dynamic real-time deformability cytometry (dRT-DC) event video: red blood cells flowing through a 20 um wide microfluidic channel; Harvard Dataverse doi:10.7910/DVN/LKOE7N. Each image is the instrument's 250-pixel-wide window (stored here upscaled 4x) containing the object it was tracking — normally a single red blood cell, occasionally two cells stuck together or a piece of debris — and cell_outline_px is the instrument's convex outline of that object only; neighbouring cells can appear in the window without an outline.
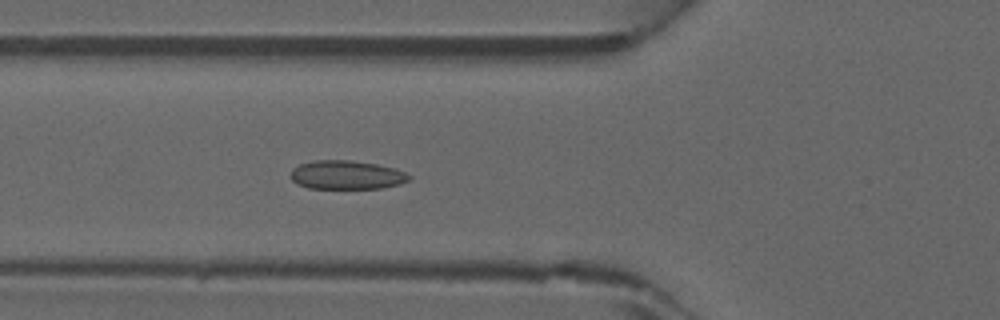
{"species": "common noctule bat (a hibernating species)", "species_latin": "Nyctalus noctula", "temperature_condition": "warm", "stored_images_in_passage": 42, "camera_frame_rate_fps": 3000, "um_per_image_px": 0.085, "animal": {"sex": "male", "forearm_length_mm": 52.5}, "frame": {"image": 1, "passage_image": 13, "time_ms": 4.0, "image_size_px": [1000, 320], "cell_outline_px": [[412, 176], [408, 180], [400, 184], [380, 188], [308, 188], [296, 184], [288, 176], [292, 168], [300, 164], [312, 160], [352, 160], [376, 164], [392, 168], [404, 172]], "centroid_in_image_um": [29.39, 14.86], "position_along_channel_um": 96.4, "area_um2": 19.94}}
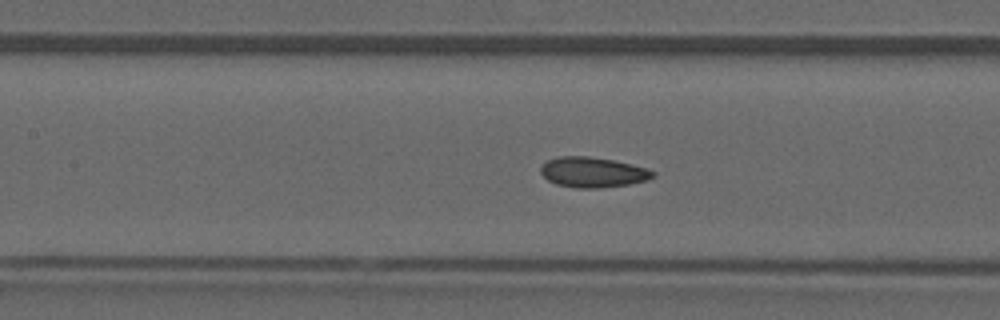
{"frame": {"image": 2, "passage_image": 17, "time_ms": 5.333, "image_size_px": [1000, 320], "cell_outline_px": [[656, 176], [648, 180], [628, 184], [600, 188], [576, 188], [556, 184], [548, 180], [540, 172], [540, 168], [548, 160], [556, 156], [588, 156], [616, 160], [648, 168], [656, 172]], "centroid_in_image_um": [50.42, 14.63], "position_along_channel_um": 157.0, "area_um2": 20.0}}
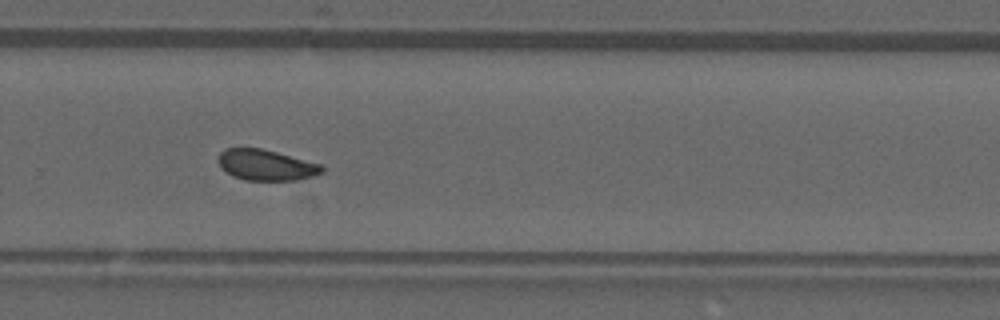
{"frame": {"image": 3, "passage_image": 27, "time_ms": 8.667, "image_size_px": [1000, 320], "cell_outline_px": [[324, 172], [312, 176], [296, 180], [244, 180], [232, 176], [220, 168], [220, 152], [224, 148], [260, 148], [276, 152], [320, 164], [324, 168]], "centroid_in_image_um": [22.6, 14.03], "position_along_channel_um": 307.2, "area_um2": 18.44}}